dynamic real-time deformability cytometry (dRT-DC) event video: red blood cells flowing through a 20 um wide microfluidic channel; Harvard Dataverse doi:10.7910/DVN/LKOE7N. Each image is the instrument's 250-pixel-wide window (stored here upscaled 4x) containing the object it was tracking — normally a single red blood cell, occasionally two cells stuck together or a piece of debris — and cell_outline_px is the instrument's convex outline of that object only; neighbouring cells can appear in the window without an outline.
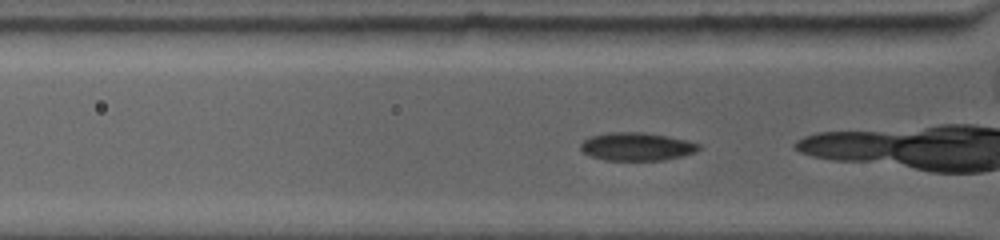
{"species": "common noctule bat (a hibernating species)", "species_latin": "Nyctalus noctula", "temperature_condition": "warm", "stored_images_in_passage": 24, "camera_frame_rate_fps": 4500, "um_per_image_px": 0.085, "animal": {"sex": "female", "body_mass_g": 19.0, "forearm_length_mm": 53.3}, "frame": {"image": 1, "passage_image": 4, "time_ms": 0.667, "image_size_px": [1000, 240], "cell_outline_px": [[700, 148], [696, 152], [684, 156], [664, 160], [604, 160], [592, 156], [584, 152], [580, 148], [580, 144], [588, 136], [608, 132], [644, 132], [668, 136], [688, 140], [700, 144]], "centroid_in_image_um": [54.14, 12.45], "position_along_channel_um": 71.7, "area_um2": 19.54}}